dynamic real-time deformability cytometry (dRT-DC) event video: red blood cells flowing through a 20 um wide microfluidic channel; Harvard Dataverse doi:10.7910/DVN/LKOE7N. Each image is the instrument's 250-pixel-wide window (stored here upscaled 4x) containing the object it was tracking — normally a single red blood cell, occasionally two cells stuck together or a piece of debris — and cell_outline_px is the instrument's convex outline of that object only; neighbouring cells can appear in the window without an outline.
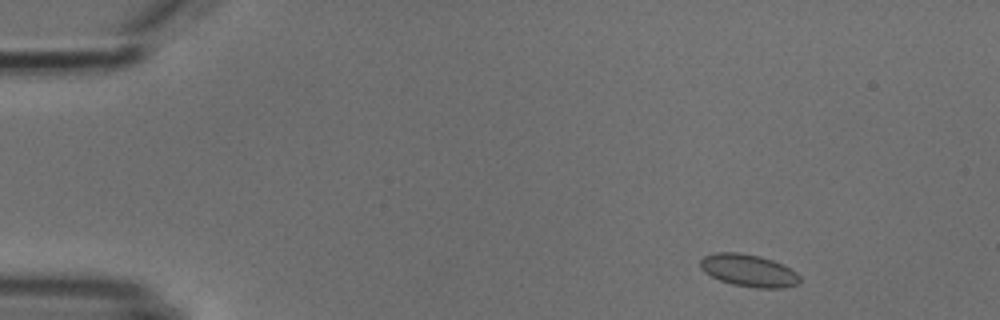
{"species": "common noctule bat (a hibernating species)", "species_latin": "Nyctalus noctula", "temperature_condition": "cold", "stored_images_in_passage": 4, "segment_of_instrument_passage": [1, 2], "camera_frame_rate_fps": 3000, "um_per_image_px": 0.085, "animal": {"sex": "male", "body_mass_g": 18.8}, "frame": {"image": 1, "passage_image": 1, "time_ms": 0.0, "image_size_px": [1000, 320], "cell_outline_px": [[800, 280], [796, 284], [784, 288], [756, 288], [732, 284], [720, 280], [704, 272], [700, 268], [700, 260], [704, 256], [716, 252], [736, 252], [760, 256], [772, 260], [796, 272], [800, 276]], "centroid_in_image_um": [63.61, 22.99], "position_along_channel_um": 21.4, "area_um2": 18.61}}
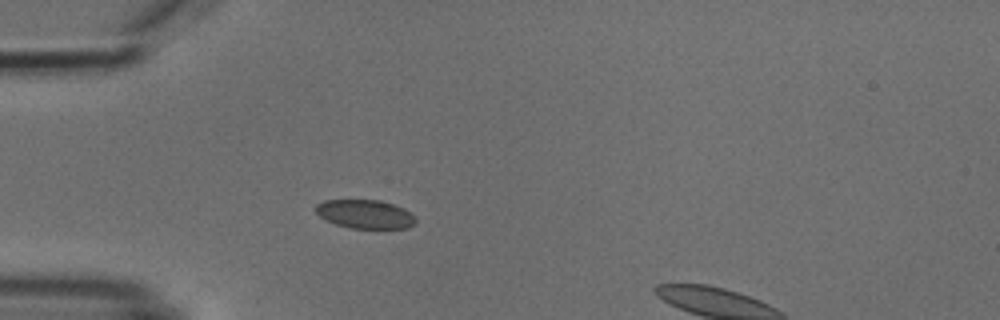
{"frame": {"image": 2, "passage_image": 3, "time_ms": 3.0, "image_size_px": [1000, 320], "cell_outline_px": [[416, 220], [408, 228], [352, 228], [336, 224], [320, 216], [316, 212], [316, 204], [324, 200], [380, 200], [404, 208], [416, 216]], "centroid_in_image_um": [31.05, 18.19], "position_along_channel_um": 53.9, "area_um2": 16.59}}